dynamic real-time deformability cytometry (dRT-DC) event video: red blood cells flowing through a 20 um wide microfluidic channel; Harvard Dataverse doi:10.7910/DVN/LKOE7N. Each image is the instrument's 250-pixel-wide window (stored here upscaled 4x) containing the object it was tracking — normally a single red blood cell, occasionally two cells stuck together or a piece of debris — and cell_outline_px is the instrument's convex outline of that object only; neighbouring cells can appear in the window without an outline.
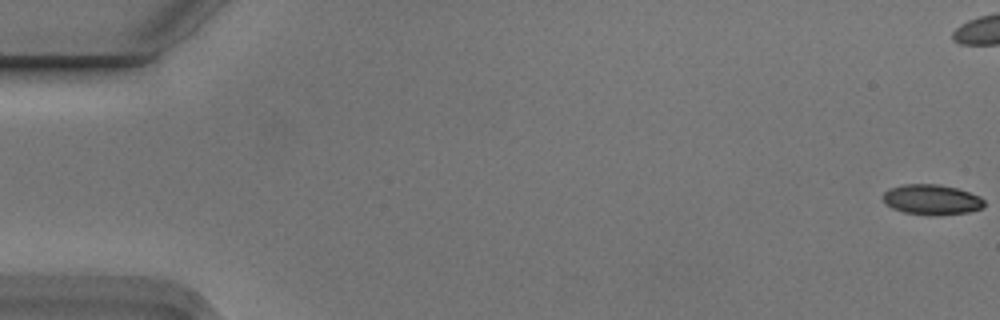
{"species": "Egyptian fruit bat (a non-hibernating species)", "species_latin": "Rousettus aegyptiacus", "temperature_condition": "cold", "stored_images_in_passage": 7, "camera_frame_rate_fps": 3000, "um_per_image_px": 0.085, "animal": {"sex": "male"}, "frame": {"image": 1, "passage_image": 1, "time_ms": 0.0, "image_size_px": [1000, 320], "cell_outline_px": [[984, 204], [980, 208], [968, 212], [904, 212], [892, 208], [884, 204], [880, 196], [888, 188], [904, 184], [936, 184], [956, 188], [980, 196], [984, 200]], "centroid_in_image_um": [79.1, 16.9], "position_along_channel_um": 5.9, "area_um2": 17.05}}